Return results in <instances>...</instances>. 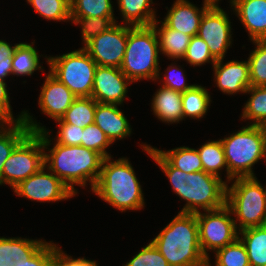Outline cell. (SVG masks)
<instances>
[{
	"instance_id": "6da1fadb",
	"label": "cell",
	"mask_w": 266,
	"mask_h": 266,
	"mask_svg": "<svg viewBox=\"0 0 266 266\" xmlns=\"http://www.w3.org/2000/svg\"><path fill=\"white\" fill-rule=\"evenodd\" d=\"M24 112V123L32 133H38L42 137L43 148L49 151V154L44 153L47 170L54 173L75 195L77 194L75 184L85 187L89 181L93 190L98 182L104 158L98 152L81 145L66 146L55 142L53 148L49 150L48 146L51 145L49 132L34 121L33 116L27 111Z\"/></svg>"
},
{
	"instance_id": "7a4b0ae2",
	"label": "cell",
	"mask_w": 266,
	"mask_h": 266,
	"mask_svg": "<svg viewBox=\"0 0 266 266\" xmlns=\"http://www.w3.org/2000/svg\"><path fill=\"white\" fill-rule=\"evenodd\" d=\"M144 151L158 164L170 180L172 189L181 199L186 200L180 213L196 214L217 210L226 205L227 183L221 177L202 171L185 173L173 167L150 145H141ZM200 208V209H199Z\"/></svg>"
},
{
	"instance_id": "3957f363",
	"label": "cell",
	"mask_w": 266,
	"mask_h": 266,
	"mask_svg": "<svg viewBox=\"0 0 266 266\" xmlns=\"http://www.w3.org/2000/svg\"><path fill=\"white\" fill-rule=\"evenodd\" d=\"M169 266H204L196 214L178 213L151 241Z\"/></svg>"
},
{
	"instance_id": "277c9868",
	"label": "cell",
	"mask_w": 266,
	"mask_h": 266,
	"mask_svg": "<svg viewBox=\"0 0 266 266\" xmlns=\"http://www.w3.org/2000/svg\"><path fill=\"white\" fill-rule=\"evenodd\" d=\"M105 202L119 211L138 210L145 205L140 182L126 158L112 161L103 159L101 173L92 190Z\"/></svg>"
},
{
	"instance_id": "5b68a950",
	"label": "cell",
	"mask_w": 266,
	"mask_h": 266,
	"mask_svg": "<svg viewBox=\"0 0 266 266\" xmlns=\"http://www.w3.org/2000/svg\"><path fill=\"white\" fill-rule=\"evenodd\" d=\"M159 39L153 25L130 26L120 70L132 81L161 79Z\"/></svg>"
},
{
	"instance_id": "8992f818",
	"label": "cell",
	"mask_w": 266,
	"mask_h": 266,
	"mask_svg": "<svg viewBox=\"0 0 266 266\" xmlns=\"http://www.w3.org/2000/svg\"><path fill=\"white\" fill-rule=\"evenodd\" d=\"M228 166L229 182L235 178L256 177L253 165L266 160V133L263 126L249 125L220 139Z\"/></svg>"
},
{
	"instance_id": "52a82bcc",
	"label": "cell",
	"mask_w": 266,
	"mask_h": 266,
	"mask_svg": "<svg viewBox=\"0 0 266 266\" xmlns=\"http://www.w3.org/2000/svg\"><path fill=\"white\" fill-rule=\"evenodd\" d=\"M233 180L231 187L227 184L226 206L231 210L232 215L237 217L234 221L238 232L246 228L266 225L265 192L262 184L256 177Z\"/></svg>"
},
{
	"instance_id": "ba28073f",
	"label": "cell",
	"mask_w": 266,
	"mask_h": 266,
	"mask_svg": "<svg viewBox=\"0 0 266 266\" xmlns=\"http://www.w3.org/2000/svg\"><path fill=\"white\" fill-rule=\"evenodd\" d=\"M50 73L78 97H91L97 64L84 49L48 57Z\"/></svg>"
},
{
	"instance_id": "9c48e42d",
	"label": "cell",
	"mask_w": 266,
	"mask_h": 266,
	"mask_svg": "<svg viewBox=\"0 0 266 266\" xmlns=\"http://www.w3.org/2000/svg\"><path fill=\"white\" fill-rule=\"evenodd\" d=\"M42 137L30 132L12 151L3 165V184L16 187L20 182L35 174L44 165Z\"/></svg>"
},
{
	"instance_id": "30bf717a",
	"label": "cell",
	"mask_w": 266,
	"mask_h": 266,
	"mask_svg": "<svg viewBox=\"0 0 266 266\" xmlns=\"http://www.w3.org/2000/svg\"><path fill=\"white\" fill-rule=\"evenodd\" d=\"M230 214L231 210L226 205L206 213H196L200 248L208 260L207 251L215 252L239 238L235 218H231Z\"/></svg>"
},
{
	"instance_id": "8fae6325",
	"label": "cell",
	"mask_w": 266,
	"mask_h": 266,
	"mask_svg": "<svg viewBox=\"0 0 266 266\" xmlns=\"http://www.w3.org/2000/svg\"><path fill=\"white\" fill-rule=\"evenodd\" d=\"M117 24L115 22L83 47L99 66L120 68L122 65L130 25Z\"/></svg>"
},
{
	"instance_id": "7c38bea8",
	"label": "cell",
	"mask_w": 266,
	"mask_h": 266,
	"mask_svg": "<svg viewBox=\"0 0 266 266\" xmlns=\"http://www.w3.org/2000/svg\"><path fill=\"white\" fill-rule=\"evenodd\" d=\"M45 165L13 188L17 196L38 202H55L75 196L54 174L46 173Z\"/></svg>"
},
{
	"instance_id": "4fadbf2b",
	"label": "cell",
	"mask_w": 266,
	"mask_h": 266,
	"mask_svg": "<svg viewBox=\"0 0 266 266\" xmlns=\"http://www.w3.org/2000/svg\"><path fill=\"white\" fill-rule=\"evenodd\" d=\"M230 24L228 15L219 5H212L201 19L197 35L207 43L216 60L224 59L232 44Z\"/></svg>"
},
{
	"instance_id": "5bb4252c",
	"label": "cell",
	"mask_w": 266,
	"mask_h": 266,
	"mask_svg": "<svg viewBox=\"0 0 266 266\" xmlns=\"http://www.w3.org/2000/svg\"><path fill=\"white\" fill-rule=\"evenodd\" d=\"M131 83L120 68L97 65L91 97L98 103L121 105Z\"/></svg>"
},
{
	"instance_id": "9a60e30c",
	"label": "cell",
	"mask_w": 266,
	"mask_h": 266,
	"mask_svg": "<svg viewBox=\"0 0 266 266\" xmlns=\"http://www.w3.org/2000/svg\"><path fill=\"white\" fill-rule=\"evenodd\" d=\"M77 97L50 72L41 89L38 104L41 111L56 120L61 119Z\"/></svg>"
},
{
	"instance_id": "2e32d148",
	"label": "cell",
	"mask_w": 266,
	"mask_h": 266,
	"mask_svg": "<svg viewBox=\"0 0 266 266\" xmlns=\"http://www.w3.org/2000/svg\"><path fill=\"white\" fill-rule=\"evenodd\" d=\"M223 60H217L212 66L217 87L228 95L245 93L251 86L248 60L222 64Z\"/></svg>"
},
{
	"instance_id": "e0dca14e",
	"label": "cell",
	"mask_w": 266,
	"mask_h": 266,
	"mask_svg": "<svg viewBox=\"0 0 266 266\" xmlns=\"http://www.w3.org/2000/svg\"><path fill=\"white\" fill-rule=\"evenodd\" d=\"M212 5L203 2V7L198 8L188 0H176L168 11L164 24L171 29L183 32L189 36H196L203 14Z\"/></svg>"
},
{
	"instance_id": "ac0fdd59",
	"label": "cell",
	"mask_w": 266,
	"mask_h": 266,
	"mask_svg": "<svg viewBox=\"0 0 266 266\" xmlns=\"http://www.w3.org/2000/svg\"><path fill=\"white\" fill-rule=\"evenodd\" d=\"M231 7L251 41L266 40V0H233Z\"/></svg>"
},
{
	"instance_id": "d6986e66",
	"label": "cell",
	"mask_w": 266,
	"mask_h": 266,
	"mask_svg": "<svg viewBox=\"0 0 266 266\" xmlns=\"http://www.w3.org/2000/svg\"><path fill=\"white\" fill-rule=\"evenodd\" d=\"M118 104L98 103L94 123L105 133L113 144L116 139H123L131 134V126Z\"/></svg>"
},
{
	"instance_id": "ffe728a7",
	"label": "cell",
	"mask_w": 266,
	"mask_h": 266,
	"mask_svg": "<svg viewBox=\"0 0 266 266\" xmlns=\"http://www.w3.org/2000/svg\"><path fill=\"white\" fill-rule=\"evenodd\" d=\"M45 243L44 240L0 237V266H18L30 259Z\"/></svg>"
},
{
	"instance_id": "44dd1931",
	"label": "cell",
	"mask_w": 266,
	"mask_h": 266,
	"mask_svg": "<svg viewBox=\"0 0 266 266\" xmlns=\"http://www.w3.org/2000/svg\"><path fill=\"white\" fill-rule=\"evenodd\" d=\"M151 103L153 113L162 122L178 123L184 120L181 92L161 86Z\"/></svg>"
},
{
	"instance_id": "7402d4cb",
	"label": "cell",
	"mask_w": 266,
	"mask_h": 266,
	"mask_svg": "<svg viewBox=\"0 0 266 266\" xmlns=\"http://www.w3.org/2000/svg\"><path fill=\"white\" fill-rule=\"evenodd\" d=\"M158 23L160 22L156 20L152 25L158 35L160 52L167 55L169 59H182L192 36L168 28L163 21H161V27H158Z\"/></svg>"
},
{
	"instance_id": "603a6c76",
	"label": "cell",
	"mask_w": 266,
	"mask_h": 266,
	"mask_svg": "<svg viewBox=\"0 0 266 266\" xmlns=\"http://www.w3.org/2000/svg\"><path fill=\"white\" fill-rule=\"evenodd\" d=\"M125 25L149 26L157 19L155 10L150 8L152 0H117Z\"/></svg>"
},
{
	"instance_id": "cb8c5ba5",
	"label": "cell",
	"mask_w": 266,
	"mask_h": 266,
	"mask_svg": "<svg viewBox=\"0 0 266 266\" xmlns=\"http://www.w3.org/2000/svg\"><path fill=\"white\" fill-rule=\"evenodd\" d=\"M246 247L250 266H266V225L239 231Z\"/></svg>"
},
{
	"instance_id": "d4e9b609",
	"label": "cell",
	"mask_w": 266,
	"mask_h": 266,
	"mask_svg": "<svg viewBox=\"0 0 266 266\" xmlns=\"http://www.w3.org/2000/svg\"><path fill=\"white\" fill-rule=\"evenodd\" d=\"M0 123V185L3 184L2 171L5 161L14 148L31 132L24 121ZM6 126V127H5Z\"/></svg>"
},
{
	"instance_id": "484cf974",
	"label": "cell",
	"mask_w": 266,
	"mask_h": 266,
	"mask_svg": "<svg viewBox=\"0 0 266 266\" xmlns=\"http://www.w3.org/2000/svg\"><path fill=\"white\" fill-rule=\"evenodd\" d=\"M211 102L210 94L205 87L194 85L182 93L183 118L200 119L207 113Z\"/></svg>"
},
{
	"instance_id": "4316f807",
	"label": "cell",
	"mask_w": 266,
	"mask_h": 266,
	"mask_svg": "<svg viewBox=\"0 0 266 266\" xmlns=\"http://www.w3.org/2000/svg\"><path fill=\"white\" fill-rule=\"evenodd\" d=\"M157 151L175 168L185 173H194L203 170L202 161L200 160L197 149L189 147H177L172 150Z\"/></svg>"
},
{
	"instance_id": "83f0119b",
	"label": "cell",
	"mask_w": 266,
	"mask_h": 266,
	"mask_svg": "<svg viewBox=\"0 0 266 266\" xmlns=\"http://www.w3.org/2000/svg\"><path fill=\"white\" fill-rule=\"evenodd\" d=\"M39 60L38 52L31 44L17 43L11 63L12 74L18 76L32 75L34 71L42 69Z\"/></svg>"
},
{
	"instance_id": "f1b7e54d",
	"label": "cell",
	"mask_w": 266,
	"mask_h": 266,
	"mask_svg": "<svg viewBox=\"0 0 266 266\" xmlns=\"http://www.w3.org/2000/svg\"><path fill=\"white\" fill-rule=\"evenodd\" d=\"M96 101L92 97H78L61 118L65 123L85 128L94 123Z\"/></svg>"
},
{
	"instance_id": "f546056e",
	"label": "cell",
	"mask_w": 266,
	"mask_h": 266,
	"mask_svg": "<svg viewBox=\"0 0 266 266\" xmlns=\"http://www.w3.org/2000/svg\"><path fill=\"white\" fill-rule=\"evenodd\" d=\"M197 151L199 153L200 160L202 161L204 172L220 177V170L223 167H226L228 179V166L221 140L208 141L200 146Z\"/></svg>"
},
{
	"instance_id": "4dcf8cb0",
	"label": "cell",
	"mask_w": 266,
	"mask_h": 266,
	"mask_svg": "<svg viewBox=\"0 0 266 266\" xmlns=\"http://www.w3.org/2000/svg\"><path fill=\"white\" fill-rule=\"evenodd\" d=\"M246 93L251 97L245 103L242 120H252L250 125L263 126L266 123V86H250Z\"/></svg>"
},
{
	"instance_id": "1f68e13d",
	"label": "cell",
	"mask_w": 266,
	"mask_h": 266,
	"mask_svg": "<svg viewBox=\"0 0 266 266\" xmlns=\"http://www.w3.org/2000/svg\"><path fill=\"white\" fill-rule=\"evenodd\" d=\"M111 0H70L71 17H114Z\"/></svg>"
},
{
	"instance_id": "d6a6232c",
	"label": "cell",
	"mask_w": 266,
	"mask_h": 266,
	"mask_svg": "<svg viewBox=\"0 0 266 266\" xmlns=\"http://www.w3.org/2000/svg\"><path fill=\"white\" fill-rule=\"evenodd\" d=\"M215 266H250L245 245L239 238L233 243L215 251ZM207 265L211 266L210 261Z\"/></svg>"
},
{
	"instance_id": "836d02e7",
	"label": "cell",
	"mask_w": 266,
	"mask_h": 266,
	"mask_svg": "<svg viewBox=\"0 0 266 266\" xmlns=\"http://www.w3.org/2000/svg\"><path fill=\"white\" fill-rule=\"evenodd\" d=\"M256 45L249 57L251 86H266V40H252Z\"/></svg>"
},
{
	"instance_id": "e575fe53",
	"label": "cell",
	"mask_w": 266,
	"mask_h": 266,
	"mask_svg": "<svg viewBox=\"0 0 266 266\" xmlns=\"http://www.w3.org/2000/svg\"><path fill=\"white\" fill-rule=\"evenodd\" d=\"M35 12L47 20L68 21L70 16V0H27Z\"/></svg>"
},
{
	"instance_id": "d590c367",
	"label": "cell",
	"mask_w": 266,
	"mask_h": 266,
	"mask_svg": "<svg viewBox=\"0 0 266 266\" xmlns=\"http://www.w3.org/2000/svg\"><path fill=\"white\" fill-rule=\"evenodd\" d=\"M71 21L76 25L81 24L85 45L117 22L114 17H71Z\"/></svg>"
},
{
	"instance_id": "8d00e7d4",
	"label": "cell",
	"mask_w": 266,
	"mask_h": 266,
	"mask_svg": "<svg viewBox=\"0 0 266 266\" xmlns=\"http://www.w3.org/2000/svg\"><path fill=\"white\" fill-rule=\"evenodd\" d=\"M111 144L105 133L95 123L86 126L82 131L81 146L98 152L103 158L110 157L106 148Z\"/></svg>"
},
{
	"instance_id": "74e56055",
	"label": "cell",
	"mask_w": 266,
	"mask_h": 266,
	"mask_svg": "<svg viewBox=\"0 0 266 266\" xmlns=\"http://www.w3.org/2000/svg\"><path fill=\"white\" fill-rule=\"evenodd\" d=\"M182 59L186 60L191 66H200L210 62L214 65L217 61L212 56L207 43L198 35L191 37L185 56Z\"/></svg>"
},
{
	"instance_id": "f35d334b",
	"label": "cell",
	"mask_w": 266,
	"mask_h": 266,
	"mask_svg": "<svg viewBox=\"0 0 266 266\" xmlns=\"http://www.w3.org/2000/svg\"><path fill=\"white\" fill-rule=\"evenodd\" d=\"M123 266H169V264L154 244L150 242Z\"/></svg>"
},
{
	"instance_id": "ab89813d",
	"label": "cell",
	"mask_w": 266,
	"mask_h": 266,
	"mask_svg": "<svg viewBox=\"0 0 266 266\" xmlns=\"http://www.w3.org/2000/svg\"><path fill=\"white\" fill-rule=\"evenodd\" d=\"M56 122L59 124L56 143L66 146L81 145L84 128L65 123L62 119L56 120Z\"/></svg>"
},
{
	"instance_id": "60d3db41",
	"label": "cell",
	"mask_w": 266,
	"mask_h": 266,
	"mask_svg": "<svg viewBox=\"0 0 266 266\" xmlns=\"http://www.w3.org/2000/svg\"><path fill=\"white\" fill-rule=\"evenodd\" d=\"M57 245L46 242L30 259L22 261L18 266H54Z\"/></svg>"
},
{
	"instance_id": "b9f144b4",
	"label": "cell",
	"mask_w": 266,
	"mask_h": 266,
	"mask_svg": "<svg viewBox=\"0 0 266 266\" xmlns=\"http://www.w3.org/2000/svg\"><path fill=\"white\" fill-rule=\"evenodd\" d=\"M173 73H172V71ZM167 73L164 74V82L162 83L163 87L169 88L178 92H185L188 89H191L195 84L189 85L186 83L185 74L182 69L176 67V65L171 64L166 69Z\"/></svg>"
},
{
	"instance_id": "7bdbcfd3",
	"label": "cell",
	"mask_w": 266,
	"mask_h": 266,
	"mask_svg": "<svg viewBox=\"0 0 266 266\" xmlns=\"http://www.w3.org/2000/svg\"><path fill=\"white\" fill-rule=\"evenodd\" d=\"M7 85L3 79L0 78V123H15L24 120V113L21 112L19 117H13L12 108L10 106V99L8 96Z\"/></svg>"
},
{
	"instance_id": "ee69618b",
	"label": "cell",
	"mask_w": 266,
	"mask_h": 266,
	"mask_svg": "<svg viewBox=\"0 0 266 266\" xmlns=\"http://www.w3.org/2000/svg\"><path fill=\"white\" fill-rule=\"evenodd\" d=\"M11 46L4 40H0V78L5 80V77L12 74V60H13V52L16 48Z\"/></svg>"
},
{
	"instance_id": "f6af8a7d",
	"label": "cell",
	"mask_w": 266,
	"mask_h": 266,
	"mask_svg": "<svg viewBox=\"0 0 266 266\" xmlns=\"http://www.w3.org/2000/svg\"><path fill=\"white\" fill-rule=\"evenodd\" d=\"M54 266H98L96 261L85 258L73 259L71 256L63 253L60 247L56 248Z\"/></svg>"
},
{
	"instance_id": "bcb514c9",
	"label": "cell",
	"mask_w": 266,
	"mask_h": 266,
	"mask_svg": "<svg viewBox=\"0 0 266 266\" xmlns=\"http://www.w3.org/2000/svg\"><path fill=\"white\" fill-rule=\"evenodd\" d=\"M204 2H206L210 5H217L218 6L219 0H204Z\"/></svg>"
},
{
	"instance_id": "7dc6e473",
	"label": "cell",
	"mask_w": 266,
	"mask_h": 266,
	"mask_svg": "<svg viewBox=\"0 0 266 266\" xmlns=\"http://www.w3.org/2000/svg\"><path fill=\"white\" fill-rule=\"evenodd\" d=\"M264 192H265V206H266V187H264Z\"/></svg>"
},
{
	"instance_id": "c3c4849f",
	"label": "cell",
	"mask_w": 266,
	"mask_h": 266,
	"mask_svg": "<svg viewBox=\"0 0 266 266\" xmlns=\"http://www.w3.org/2000/svg\"><path fill=\"white\" fill-rule=\"evenodd\" d=\"M263 127H264V130H265V133H266V123L263 125Z\"/></svg>"
}]
</instances>
